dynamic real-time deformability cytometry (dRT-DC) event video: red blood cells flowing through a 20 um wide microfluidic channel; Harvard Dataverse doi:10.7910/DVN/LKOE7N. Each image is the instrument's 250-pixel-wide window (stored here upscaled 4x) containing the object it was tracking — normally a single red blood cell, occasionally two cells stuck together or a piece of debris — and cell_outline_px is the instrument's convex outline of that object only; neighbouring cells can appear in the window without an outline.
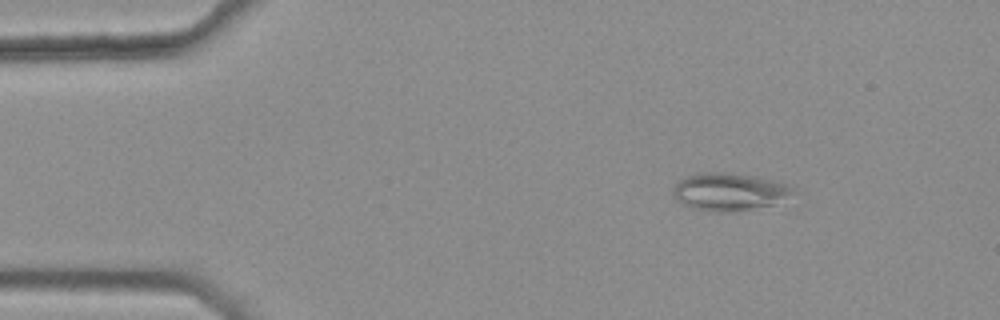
{"species": "common noctule bat (a hibernating species)", "species_latin": "Nyctalus noctula", "temperature_condition": "warm", "stored_images_in_passage": 41, "camera_frame_rate_fps": 3000, "um_per_image_px": 0.085, "animal": {"sex": "female", "body_mass_g": 25.1}, "frame": {"image": 1, "passage_image": 3, "time_ms": 0.667, "image_size_px": [1000, 320], "cell_outline_px": [[792, 188], [788, 192], [772, 204], [724, 212], [712, 212], [688, 208], [680, 204], [672, 196], [672, 188], [680, 180], [688, 176], [700, 172], [728, 172], [756, 176], [772, 180], [784, 184]], "centroid_in_image_um": [61.78, 16.28], "position_along_channel_um": 23.2, "area_um2": 25.66}}
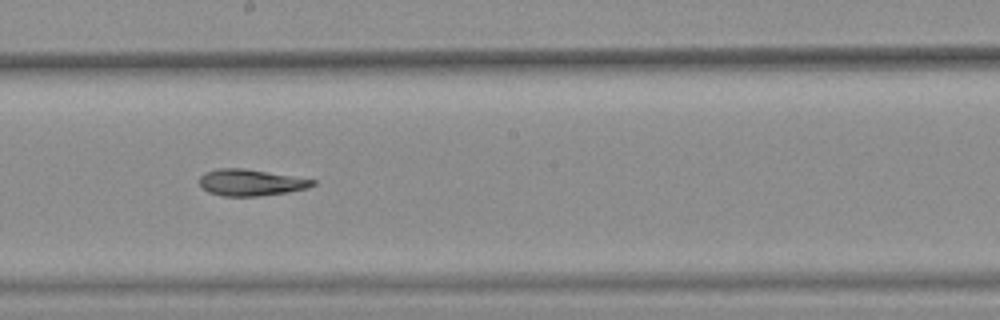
{"frame": {"image": 2, "passage_image": 25, "time_ms": 8.0, "image_size_px": [1000, 320], "cell_outline_px": [[316, 184], [308, 188], [288, 192], [256, 196], [224, 196], [208, 192], [200, 188], [200, 176], [204, 172], [220, 168], [244, 168], [316, 180]], "centroid_in_image_um": [21.29, 15.51], "position_along_channel_um": 226.9, "area_um2": 17.46}}
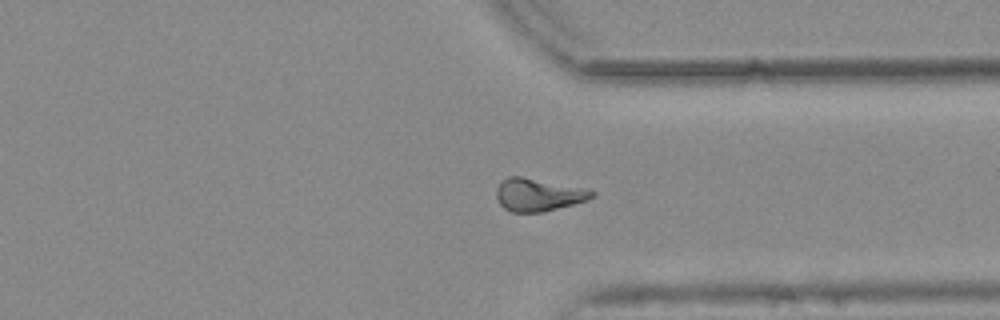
{"frame": {"image": 3, "passage_image": 36, "time_ms": 11.667, "image_size_px": [1000, 320], "cell_outline_px": [[596, 196], [588, 200], [544, 212], [512, 212], [504, 208], [500, 204], [496, 196], [496, 188], [508, 176], [520, 176], [580, 188], [596, 192]], "centroid_in_image_um": [45.74, 16.57], "position_along_channel_um": 365.7, "area_um2": 17.92}, "authors_computed_cell_mechanics": {"area_um2": 17.918, "velocity_mm_per_s": 3.789, "shape_relaxation_time_tau1_ms": null, "shape_relaxation_time_tau2_ms": 8.7269, "deformation_change_tau1": null, "deformation_change_tau2": 0.165}}